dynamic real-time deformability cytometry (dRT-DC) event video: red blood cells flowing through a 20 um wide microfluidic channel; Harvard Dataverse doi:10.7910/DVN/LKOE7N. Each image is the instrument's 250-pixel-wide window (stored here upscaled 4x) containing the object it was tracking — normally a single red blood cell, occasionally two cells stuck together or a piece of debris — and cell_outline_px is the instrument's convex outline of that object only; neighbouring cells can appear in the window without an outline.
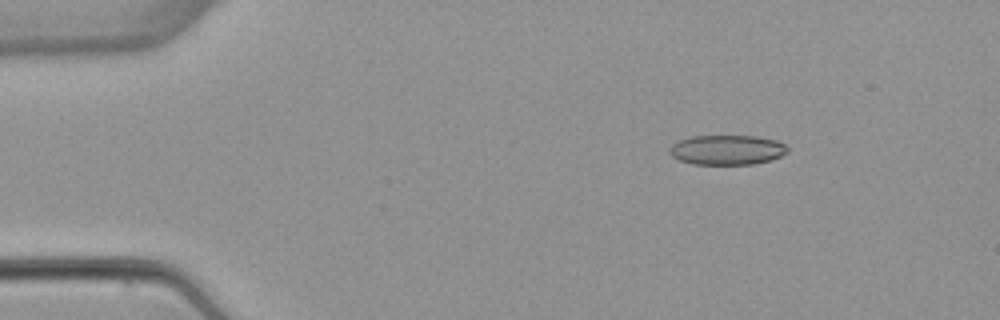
{"species": "common noctule bat (a hibernating species)", "species_latin": "Nyctalus noctula", "temperature_condition": "warm", "stored_images_in_passage": 3, "camera_frame_rate_fps": 3000, "um_per_image_px": 0.085, "animal": {"sex": "female", "body_mass_g": 22.7, "forearm_length_mm": 54.2}, "frame": {"image": 1, "passage_image": 1, "time_ms": 0.0, "image_size_px": [1000, 320], "cell_outline_px": [[788, 152], [772, 160], [752, 164], [692, 164], [680, 160], [672, 156], [668, 152], [668, 148], [672, 144], [680, 140], [692, 136], [756, 136], [776, 140], [784, 144], [788, 148]], "centroid_in_image_um": [61.79, 12.74], "position_along_channel_um": 23.2, "area_um2": 20.52}}